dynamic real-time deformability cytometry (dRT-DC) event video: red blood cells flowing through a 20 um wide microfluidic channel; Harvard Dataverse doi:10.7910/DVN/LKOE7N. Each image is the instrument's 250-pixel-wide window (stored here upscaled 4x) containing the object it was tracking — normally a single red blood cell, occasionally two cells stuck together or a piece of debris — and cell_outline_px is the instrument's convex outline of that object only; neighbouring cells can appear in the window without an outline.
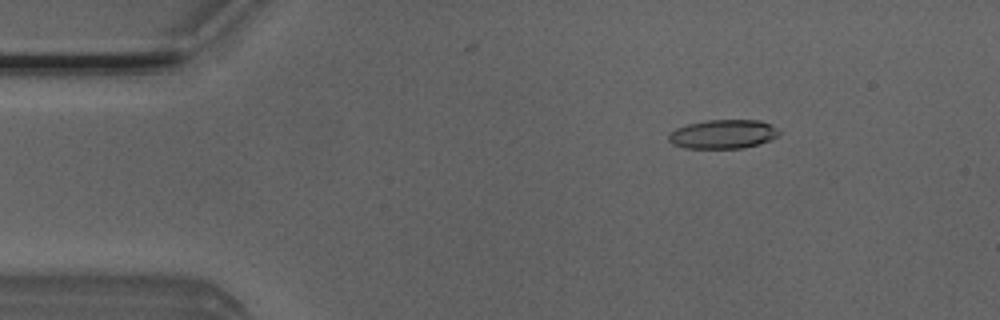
{"species": "Egyptian fruit bat (a non-hibernating species)", "species_latin": "Rousettus aegyptiacus", "temperature_condition": "room temperature", "stored_images_in_passage": 50, "camera_frame_rate_fps": 3000, "um_per_image_px": 0.085, "animal": {"sex": "male"}, "frame": {"image": 1, "passage_image": 7, "time_ms": 2.0, "image_size_px": [1000, 320], "cell_outline_px": [[780, 132], [776, 136], [760, 144], [744, 148], [684, 148], [672, 144], [668, 140], [668, 132], [676, 128], [688, 124], [708, 120], [760, 120], [768, 124]], "centroid_in_image_um": [61.39, 11.41], "position_along_channel_um": 23.6, "area_um2": 18.55}}
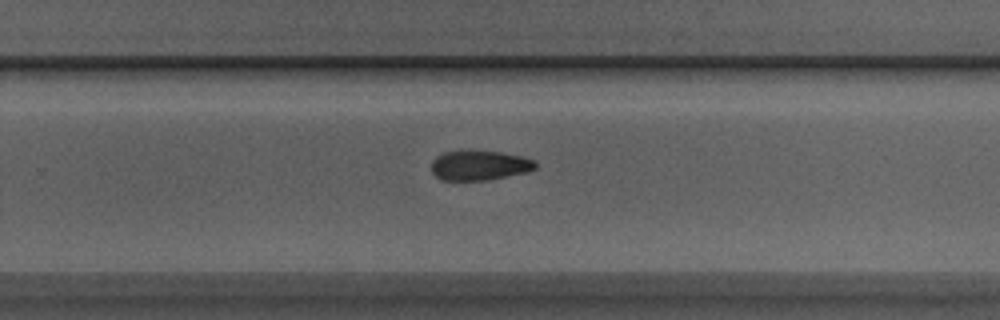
{"frame": {"image": 2, "passage_image": 32, "time_ms": 10.333, "image_size_px": [1000, 320], "cell_outline_px": [[536, 168], [528, 172], [484, 180], [440, 180], [432, 172], [432, 160], [436, 156], [444, 152], [468, 148], [500, 152], [524, 156], [536, 160]], "centroid_in_image_um": [40.75, 14.01], "position_along_channel_um": 289.1, "area_um2": 18.61}}
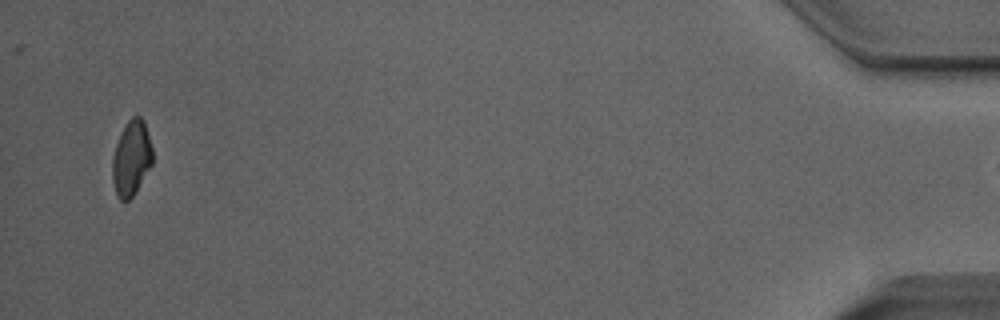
{"frame": {"image": 3, "passage_image": 49, "time_ms": 16.0, "image_size_px": [1000, 320], "cell_outline_px": [[152, 164], [132, 196], [128, 200], [120, 200], [116, 196], [112, 180], [112, 156], [116, 144], [128, 120], [132, 116], [140, 116], [144, 120], [152, 148]], "centroid_in_image_um": [11.15, 13.45], "position_along_channel_um": 424.0, "area_um2": 17.4}}